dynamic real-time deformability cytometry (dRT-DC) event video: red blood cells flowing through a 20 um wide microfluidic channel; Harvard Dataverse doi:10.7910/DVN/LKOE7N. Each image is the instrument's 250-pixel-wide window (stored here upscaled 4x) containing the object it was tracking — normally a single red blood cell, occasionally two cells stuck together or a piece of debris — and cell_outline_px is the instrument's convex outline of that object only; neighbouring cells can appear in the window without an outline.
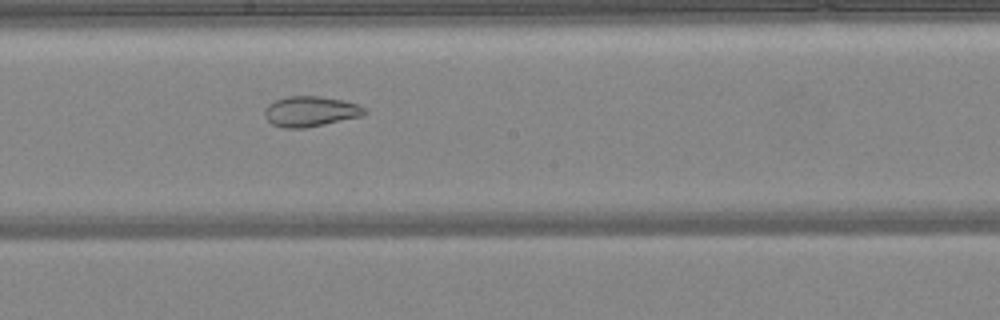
{"species": "common noctule bat (a hibernating species)", "species_latin": "Nyctalus noctula", "temperature_condition": "warm", "stored_images_in_passage": 48, "camera_frame_rate_fps": 3000, "um_per_image_px": 0.085, "animal": {"sex": "female", "body_mass_g": 24.6, "forearm_length_mm": 56.2}, "frame": {"image": 1, "passage_image": 26, "time_ms": 8.333, "image_size_px": [1000, 320], "cell_outline_px": [[368, 112], [364, 116], [304, 128], [284, 128], [272, 124], [264, 116], [264, 108], [268, 104], [276, 100], [288, 96], [320, 96], [344, 100], [360, 104]], "centroid_in_image_um": [26.41, 9.46], "position_along_channel_um": 221.8, "area_um2": 17.86}}
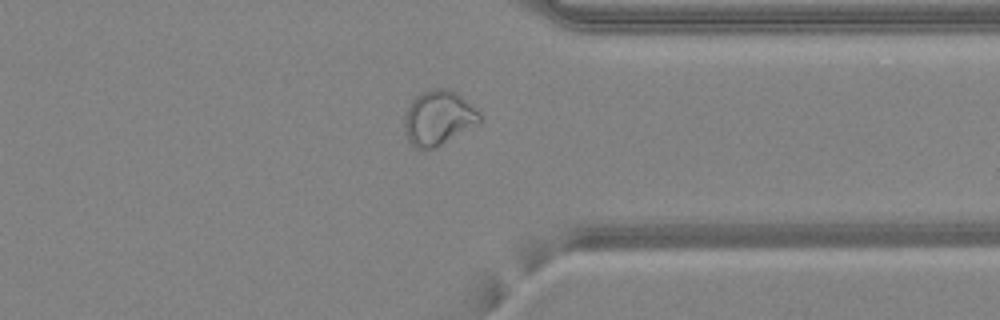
{"frame": {"image": 2, "passage_image": 37, "time_ms": 12.0, "image_size_px": [1000, 320], "cell_outline_px": [[484, 120], [480, 124], [436, 148], [416, 148], [408, 140], [404, 132], [404, 116], [412, 100], [420, 92], [436, 88], [444, 88], [456, 92], [480, 112], [484, 116]], "centroid_in_image_um": [37.31, 10.03], "position_along_channel_um": 374.1, "area_um2": 24.33}}
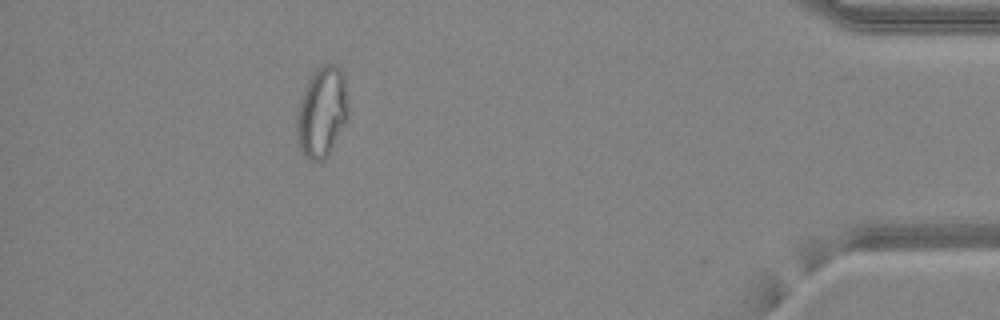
{"frame": {"image": 3, "passage_image": 43, "time_ms": 14.0, "image_size_px": [1000, 320], "cell_outline_px": [[348, 120], [328, 156], [324, 160], [308, 160], [300, 152], [296, 140], [296, 116], [300, 100], [304, 88], [308, 80], [316, 68], [324, 64], [336, 64], [344, 72], [348, 108]], "centroid_in_image_um": [27.36, 9.55], "position_along_channel_um": 407.8, "area_um2": 27.8}, "authors_computed_cell_mechanics": {"area_um2": 25.5476, "velocity_mm_per_s": 4.256, "shape_relaxation_time_tau1_ms": null, "shape_relaxation_time_tau2_ms": 1.7507, "deformation_change_tau1": null, "deformation_change_tau2": 0.0789}}